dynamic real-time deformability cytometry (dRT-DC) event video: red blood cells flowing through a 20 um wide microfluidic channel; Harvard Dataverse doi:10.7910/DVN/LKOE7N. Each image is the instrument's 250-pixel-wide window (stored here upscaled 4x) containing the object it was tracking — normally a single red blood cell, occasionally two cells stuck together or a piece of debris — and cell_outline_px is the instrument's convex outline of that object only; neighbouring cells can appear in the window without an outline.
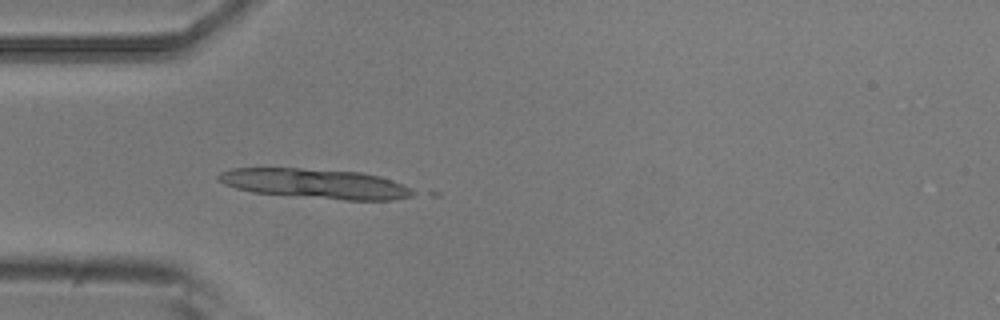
{"species": "common noctule bat (a hibernating species)", "species_latin": "Nyctalus noctula", "temperature_condition": "room temperature", "stored_images_in_passage": 5, "camera_frame_rate_fps": 3000, "um_per_image_px": 0.085, "animal": {"sex": "male", "body_mass_g": 20.5, "forearm_length_mm": 52.5}, "frame": {"image": 1, "passage_image": 5, "time_ms": 1.333, "image_size_px": [1000, 320], "cell_outline_px": [[416, 192], [412, 196], [392, 200], [344, 200], [252, 192], [236, 188], [224, 184], [216, 176], [220, 172], [232, 168], [300, 168], [360, 172], [380, 176], [392, 180]], "centroid_in_image_um": [26.78, 15.61], "position_along_channel_um": 58.2, "area_um2": 33.52}}